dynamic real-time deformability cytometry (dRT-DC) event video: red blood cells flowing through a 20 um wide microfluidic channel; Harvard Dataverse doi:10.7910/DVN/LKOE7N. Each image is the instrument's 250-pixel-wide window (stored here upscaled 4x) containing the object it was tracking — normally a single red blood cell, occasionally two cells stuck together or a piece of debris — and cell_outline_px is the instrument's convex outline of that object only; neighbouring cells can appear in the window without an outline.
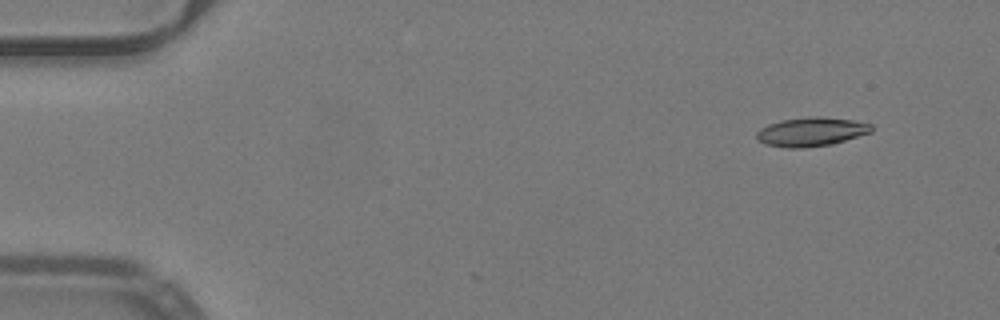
{"species": "common noctule bat (a hibernating species)", "species_latin": "Nyctalus noctula", "temperature_condition": "warm", "stored_images_in_passage": 4, "camera_frame_rate_fps": 3000, "um_per_image_px": 0.085, "animal": {"sex": "male", "body_mass_g": 19.2, "forearm_length_mm": 51.8}, "frame": {"image": 1, "passage_image": 1, "time_ms": 0.0, "image_size_px": [1000, 320], "cell_outline_px": [[872, 132], [832, 144], [804, 148], [788, 148], [764, 144], [756, 140], [756, 132], [760, 128], [768, 124], [780, 120], [808, 116], [816, 116], [852, 120], [872, 124]], "centroid_in_image_um": [68.91, 11.2], "position_along_channel_um": 16.1, "area_um2": 19.54}}